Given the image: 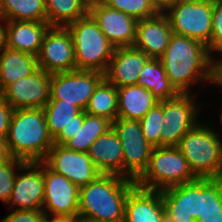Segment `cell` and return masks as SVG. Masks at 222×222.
I'll use <instances>...</instances> for the list:
<instances>
[{
    "label": "cell",
    "mask_w": 222,
    "mask_h": 222,
    "mask_svg": "<svg viewBox=\"0 0 222 222\" xmlns=\"http://www.w3.org/2000/svg\"><path fill=\"white\" fill-rule=\"evenodd\" d=\"M217 84L222 86V57L218 59Z\"/></svg>",
    "instance_id": "obj_43"
},
{
    "label": "cell",
    "mask_w": 222,
    "mask_h": 222,
    "mask_svg": "<svg viewBox=\"0 0 222 222\" xmlns=\"http://www.w3.org/2000/svg\"><path fill=\"white\" fill-rule=\"evenodd\" d=\"M194 99L191 93H179L163 100L165 129L160 133V146H177L180 139L199 122L198 109L202 105L198 106Z\"/></svg>",
    "instance_id": "obj_9"
},
{
    "label": "cell",
    "mask_w": 222,
    "mask_h": 222,
    "mask_svg": "<svg viewBox=\"0 0 222 222\" xmlns=\"http://www.w3.org/2000/svg\"><path fill=\"white\" fill-rule=\"evenodd\" d=\"M0 21L4 22L3 25H0V50H2L4 47H6V26H5V20L0 17Z\"/></svg>",
    "instance_id": "obj_41"
},
{
    "label": "cell",
    "mask_w": 222,
    "mask_h": 222,
    "mask_svg": "<svg viewBox=\"0 0 222 222\" xmlns=\"http://www.w3.org/2000/svg\"><path fill=\"white\" fill-rule=\"evenodd\" d=\"M137 85L149 90L158 101L168 100L179 94L167 77L159 58H150L145 63Z\"/></svg>",
    "instance_id": "obj_26"
},
{
    "label": "cell",
    "mask_w": 222,
    "mask_h": 222,
    "mask_svg": "<svg viewBox=\"0 0 222 222\" xmlns=\"http://www.w3.org/2000/svg\"><path fill=\"white\" fill-rule=\"evenodd\" d=\"M161 191L135 186L125 201L124 222H165Z\"/></svg>",
    "instance_id": "obj_21"
},
{
    "label": "cell",
    "mask_w": 222,
    "mask_h": 222,
    "mask_svg": "<svg viewBox=\"0 0 222 222\" xmlns=\"http://www.w3.org/2000/svg\"><path fill=\"white\" fill-rule=\"evenodd\" d=\"M165 14L173 33L200 41L211 54L213 4L179 0Z\"/></svg>",
    "instance_id": "obj_7"
},
{
    "label": "cell",
    "mask_w": 222,
    "mask_h": 222,
    "mask_svg": "<svg viewBox=\"0 0 222 222\" xmlns=\"http://www.w3.org/2000/svg\"><path fill=\"white\" fill-rule=\"evenodd\" d=\"M135 181L117 174H101L80 187L78 214L82 219L124 222L125 201Z\"/></svg>",
    "instance_id": "obj_2"
},
{
    "label": "cell",
    "mask_w": 222,
    "mask_h": 222,
    "mask_svg": "<svg viewBox=\"0 0 222 222\" xmlns=\"http://www.w3.org/2000/svg\"><path fill=\"white\" fill-rule=\"evenodd\" d=\"M66 27L73 38L76 70L105 74L115 47L103 34L94 18L88 14Z\"/></svg>",
    "instance_id": "obj_5"
},
{
    "label": "cell",
    "mask_w": 222,
    "mask_h": 222,
    "mask_svg": "<svg viewBox=\"0 0 222 222\" xmlns=\"http://www.w3.org/2000/svg\"><path fill=\"white\" fill-rule=\"evenodd\" d=\"M103 78L101 72L86 70L52 74L50 100L74 103L85 111L94 89Z\"/></svg>",
    "instance_id": "obj_11"
},
{
    "label": "cell",
    "mask_w": 222,
    "mask_h": 222,
    "mask_svg": "<svg viewBox=\"0 0 222 222\" xmlns=\"http://www.w3.org/2000/svg\"><path fill=\"white\" fill-rule=\"evenodd\" d=\"M220 122L222 123V113H221V116H220Z\"/></svg>",
    "instance_id": "obj_46"
},
{
    "label": "cell",
    "mask_w": 222,
    "mask_h": 222,
    "mask_svg": "<svg viewBox=\"0 0 222 222\" xmlns=\"http://www.w3.org/2000/svg\"><path fill=\"white\" fill-rule=\"evenodd\" d=\"M43 110L54 144L64 145L83 125L84 111L74 103L49 100Z\"/></svg>",
    "instance_id": "obj_18"
},
{
    "label": "cell",
    "mask_w": 222,
    "mask_h": 222,
    "mask_svg": "<svg viewBox=\"0 0 222 222\" xmlns=\"http://www.w3.org/2000/svg\"><path fill=\"white\" fill-rule=\"evenodd\" d=\"M12 158L13 157L9 151L7 140L0 138V163L10 161Z\"/></svg>",
    "instance_id": "obj_40"
},
{
    "label": "cell",
    "mask_w": 222,
    "mask_h": 222,
    "mask_svg": "<svg viewBox=\"0 0 222 222\" xmlns=\"http://www.w3.org/2000/svg\"><path fill=\"white\" fill-rule=\"evenodd\" d=\"M106 5L135 18L137 21L159 13L151 0H107Z\"/></svg>",
    "instance_id": "obj_33"
},
{
    "label": "cell",
    "mask_w": 222,
    "mask_h": 222,
    "mask_svg": "<svg viewBox=\"0 0 222 222\" xmlns=\"http://www.w3.org/2000/svg\"><path fill=\"white\" fill-rule=\"evenodd\" d=\"M82 1L88 10H90L91 8L95 6L103 5L107 3V0H82Z\"/></svg>",
    "instance_id": "obj_42"
},
{
    "label": "cell",
    "mask_w": 222,
    "mask_h": 222,
    "mask_svg": "<svg viewBox=\"0 0 222 222\" xmlns=\"http://www.w3.org/2000/svg\"><path fill=\"white\" fill-rule=\"evenodd\" d=\"M146 141L153 147L160 146V133L165 129L163 101H159L139 121Z\"/></svg>",
    "instance_id": "obj_32"
},
{
    "label": "cell",
    "mask_w": 222,
    "mask_h": 222,
    "mask_svg": "<svg viewBox=\"0 0 222 222\" xmlns=\"http://www.w3.org/2000/svg\"><path fill=\"white\" fill-rule=\"evenodd\" d=\"M112 127V122L103 116L88 114L84 111V122L64 146L78 152H88L95 140Z\"/></svg>",
    "instance_id": "obj_30"
},
{
    "label": "cell",
    "mask_w": 222,
    "mask_h": 222,
    "mask_svg": "<svg viewBox=\"0 0 222 222\" xmlns=\"http://www.w3.org/2000/svg\"><path fill=\"white\" fill-rule=\"evenodd\" d=\"M0 17L5 21L47 22L45 0H0Z\"/></svg>",
    "instance_id": "obj_28"
},
{
    "label": "cell",
    "mask_w": 222,
    "mask_h": 222,
    "mask_svg": "<svg viewBox=\"0 0 222 222\" xmlns=\"http://www.w3.org/2000/svg\"><path fill=\"white\" fill-rule=\"evenodd\" d=\"M23 170L15 177L12 195L7 203L16 210L42 209L44 198L43 161L25 162ZM17 206V207H16Z\"/></svg>",
    "instance_id": "obj_15"
},
{
    "label": "cell",
    "mask_w": 222,
    "mask_h": 222,
    "mask_svg": "<svg viewBox=\"0 0 222 222\" xmlns=\"http://www.w3.org/2000/svg\"><path fill=\"white\" fill-rule=\"evenodd\" d=\"M173 34L165 13L137 21L134 47L150 58H160L168 47Z\"/></svg>",
    "instance_id": "obj_19"
},
{
    "label": "cell",
    "mask_w": 222,
    "mask_h": 222,
    "mask_svg": "<svg viewBox=\"0 0 222 222\" xmlns=\"http://www.w3.org/2000/svg\"><path fill=\"white\" fill-rule=\"evenodd\" d=\"M85 112L91 115L103 116L114 122L118 116L117 88L105 77L98 83L90 97Z\"/></svg>",
    "instance_id": "obj_29"
},
{
    "label": "cell",
    "mask_w": 222,
    "mask_h": 222,
    "mask_svg": "<svg viewBox=\"0 0 222 222\" xmlns=\"http://www.w3.org/2000/svg\"><path fill=\"white\" fill-rule=\"evenodd\" d=\"M45 212L37 210H13L11 214L4 217L0 222H44Z\"/></svg>",
    "instance_id": "obj_36"
},
{
    "label": "cell",
    "mask_w": 222,
    "mask_h": 222,
    "mask_svg": "<svg viewBox=\"0 0 222 222\" xmlns=\"http://www.w3.org/2000/svg\"><path fill=\"white\" fill-rule=\"evenodd\" d=\"M43 162L52 171L64 175L79 188L94 181L102 174L87 152L74 151L64 145L54 144Z\"/></svg>",
    "instance_id": "obj_12"
},
{
    "label": "cell",
    "mask_w": 222,
    "mask_h": 222,
    "mask_svg": "<svg viewBox=\"0 0 222 222\" xmlns=\"http://www.w3.org/2000/svg\"><path fill=\"white\" fill-rule=\"evenodd\" d=\"M192 1H196V2H207V3L215 4V3L220 2V1H222V0H192Z\"/></svg>",
    "instance_id": "obj_44"
},
{
    "label": "cell",
    "mask_w": 222,
    "mask_h": 222,
    "mask_svg": "<svg viewBox=\"0 0 222 222\" xmlns=\"http://www.w3.org/2000/svg\"><path fill=\"white\" fill-rule=\"evenodd\" d=\"M44 222H83L82 217L77 215H53L52 219L50 216L45 214Z\"/></svg>",
    "instance_id": "obj_38"
},
{
    "label": "cell",
    "mask_w": 222,
    "mask_h": 222,
    "mask_svg": "<svg viewBox=\"0 0 222 222\" xmlns=\"http://www.w3.org/2000/svg\"><path fill=\"white\" fill-rule=\"evenodd\" d=\"M6 47L31 54H39L43 37L50 25L39 21H5Z\"/></svg>",
    "instance_id": "obj_23"
},
{
    "label": "cell",
    "mask_w": 222,
    "mask_h": 222,
    "mask_svg": "<svg viewBox=\"0 0 222 222\" xmlns=\"http://www.w3.org/2000/svg\"><path fill=\"white\" fill-rule=\"evenodd\" d=\"M13 107L1 96L0 97V138L6 139L9 131Z\"/></svg>",
    "instance_id": "obj_37"
},
{
    "label": "cell",
    "mask_w": 222,
    "mask_h": 222,
    "mask_svg": "<svg viewBox=\"0 0 222 222\" xmlns=\"http://www.w3.org/2000/svg\"><path fill=\"white\" fill-rule=\"evenodd\" d=\"M216 133L198 122L177 145L196 178H222V142Z\"/></svg>",
    "instance_id": "obj_4"
},
{
    "label": "cell",
    "mask_w": 222,
    "mask_h": 222,
    "mask_svg": "<svg viewBox=\"0 0 222 222\" xmlns=\"http://www.w3.org/2000/svg\"><path fill=\"white\" fill-rule=\"evenodd\" d=\"M52 74L38 69L30 76L18 79L10 84L2 97L13 109L36 108L43 109L50 100Z\"/></svg>",
    "instance_id": "obj_14"
},
{
    "label": "cell",
    "mask_w": 222,
    "mask_h": 222,
    "mask_svg": "<svg viewBox=\"0 0 222 222\" xmlns=\"http://www.w3.org/2000/svg\"><path fill=\"white\" fill-rule=\"evenodd\" d=\"M89 14L115 48L134 45L137 25L135 18L106 4L91 8Z\"/></svg>",
    "instance_id": "obj_17"
},
{
    "label": "cell",
    "mask_w": 222,
    "mask_h": 222,
    "mask_svg": "<svg viewBox=\"0 0 222 222\" xmlns=\"http://www.w3.org/2000/svg\"><path fill=\"white\" fill-rule=\"evenodd\" d=\"M213 52L219 56L222 53V1L213 4L211 54Z\"/></svg>",
    "instance_id": "obj_35"
},
{
    "label": "cell",
    "mask_w": 222,
    "mask_h": 222,
    "mask_svg": "<svg viewBox=\"0 0 222 222\" xmlns=\"http://www.w3.org/2000/svg\"><path fill=\"white\" fill-rule=\"evenodd\" d=\"M196 222H222L221 178H200V205Z\"/></svg>",
    "instance_id": "obj_27"
},
{
    "label": "cell",
    "mask_w": 222,
    "mask_h": 222,
    "mask_svg": "<svg viewBox=\"0 0 222 222\" xmlns=\"http://www.w3.org/2000/svg\"><path fill=\"white\" fill-rule=\"evenodd\" d=\"M87 153L102 174L123 176L124 150L113 127L99 136Z\"/></svg>",
    "instance_id": "obj_22"
},
{
    "label": "cell",
    "mask_w": 222,
    "mask_h": 222,
    "mask_svg": "<svg viewBox=\"0 0 222 222\" xmlns=\"http://www.w3.org/2000/svg\"><path fill=\"white\" fill-rule=\"evenodd\" d=\"M25 162L12 158L10 161L0 163V200L8 203L14 188L16 170L22 171Z\"/></svg>",
    "instance_id": "obj_34"
},
{
    "label": "cell",
    "mask_w": 222,
    "mask_h": 222,
    "mask_svg": "<svg viewBox=\"0 0 222 222\" xmlns=\"http://www.w3.org/2000/svg\"><path fill=\"white\" fill-rule=\"evenodd\" d=\"M159 13H165L171 6L179 0H151Z\"/></svg>",
    "instance_id": "obj_39"
},
{
    "label": "cell",
    "mask_w": 222,
    "mask_h": 222,
    "mask_svg": "<svg viewBox=\"0 0 222 222\" xmlns=\"http://www.w3.org/2000/svg\"><path fill=\"white\" fill-rule=\"evenodd\" d=\"M112 127L124 150L123 176L136 181L146 170L154 147L146 141L139 121L117 118Z\"/></svg>",
    "instance_id": "obj_8"
},
{
    "label": "cell",
    "mask_w": 222,
    "mask_h": 222,
    "mask_svg": "<svg viewBox=\"0 0 222 222\" xmlns=\"http://www.w3.org/2000/svg\"><path fill=\"white\" fill-rule=\"evenodd\" d=\"M149 59L134 46L117 47L104 77L116 88L136 85L140 72Z\"/></svg>",
    "instance_id": "obj_20"
},
{
    "label": "cell",
    "mask_w": 222,
    "mask_h": 222,
    "mask_svg": "<svg viewBox=\"0 0 222 222\" xmlns=\"http://www.w3.org/2000/svg\"><path fill=\"white\" fill-rule=\"evenodd\" d=\"M45 4L50 26L66 27L89 14L82 0H45Z\"/></svg>",
    "instance_id": "obj_31"
},
{
    "label": "cell",
    "mask_w": 222,
    "mask_h": 222,
    "mask_svg": "<svg viewBox=\"0 0 222 222\" xmlns=\"http://www.w3.org/2000/svg\"><path fill=\"white\" fill-rule=\"evenodd\" d=\"M83 222H104V221H95V220L83 219Z\"/></svg>",
    "instance_id": "obj_45"
},
{
    "label": "cell",
    "mask_w": 222,
    "mask_h": 222,
    "mask_svg": "<svg viewBox=\"0 0 222 222\" xmlns=\"http://www.w3.org/2000/svg\"><path fill=\"white\" fill-rule=\"evenodd\" d=\"M44 198L42 210L49 215H77L80 188L43 162ZM45 208V209H44Z\"/></svg>",
    "instance_id": "obj_13"
},
{
    "label": "cell",
    "mask_w": 222,
    "mask_h": 222,
    "mask_svg": "<svg viewBox=\"0 0 222 222\" xmlns=\"http://www.w3.org/2000/svg\"><path fill=\"white\" fill-rule=\"evenodd\" d=\"M13 158L24 162H42L54 145L43 109H15L7 135Z\"/></svg>",
    "instance_id": "obj_3"
},
{
    "label": "cell",
    "mask_w": 222,
    "mask_h": 222,
    "mask_svg": "<svg viewBox=\"0 0 222 222\" xmlns=\"http://www.w3.org/2000/svg\"><path fill=\"white\" fill-rule=\"evenodd\" d=\"M39 69L37 57L4 47L0 54V91L20 78L30 76Z\"/></svg>",
    "instance_id": "obj_24"
},
{
    "label": "cell",
    "mask_w": 222,
    "mask_h": 222,
    "mask_svg": "<svg viewBox=\"0 0 222 222\" xmlns=\"http://www.w3.org/2000/svg\"><path fill=\"white\" fill-rule=\"evenodd\" d=\"M159 60L179 93H190L191 84L198 81L217 85L218 59H213L208 46L200 41L173 33Z\"/></svg>",
    "instance_id": "obj_1"
},
{
    "label": "cell",
    "mask_w": 222,
    "mask_h": 222,
    "mask_svg": "<svg viewBox=\"0 0 222 222\" xmlns=\"http://www.w3.org/2000/svg\"><path fill=\"white\" fill-rule=\"evenodd\" d=\"M37 62L40 69L50 74L76 70L73 38L67 27H49L43 37Z\"/></svg>",
    "instance_id": "obj_10"
},
{
    "label": "cell",
    "mask_w": 222,
    "mask_h": 222,
    "mask_svg": "<svg viewBox=\"0 0 222 222\" xmlns=\"http://www.w3.org/2000/svg\"><path fill=\"white\" fill-rule=\"evenodd\" d=\"M168 222H196L200 205V178L161 190Z\"/></svg>",
    "instance_id": "obj_16"
},
{
    "label": "cell",
    "mask_w": 222,
    "mask_h": 222,
    "mask_svg": "<svg viewBox=\"0 0 222 222\" xmlns=\"http://www.w3.org/2000/svg\"><path fill=\"white\" fill-rule=\"evenodd\" d=\"M195 179L177 146H159L153 148L148 166L135 184L140 188L161 191Z\"/></svg>",
    "instance_id": "obj_6"
},
{
    "label": "cell",
    "mask_w": 222,
    "mask_h": 222,
    "mask_svg": "<svg viewBox=\"0 0 222 222\" xmlns=\"http://www.w3.org/2000/svg\"><path fill=\"white\" fill-rule=\"evenodd\" d=\"M118 116L126 120L140 121L159 101L152 93L139 85L117 88Z\"/></svg>",
    "instance_id": "obj_25"
}]
</instances>
